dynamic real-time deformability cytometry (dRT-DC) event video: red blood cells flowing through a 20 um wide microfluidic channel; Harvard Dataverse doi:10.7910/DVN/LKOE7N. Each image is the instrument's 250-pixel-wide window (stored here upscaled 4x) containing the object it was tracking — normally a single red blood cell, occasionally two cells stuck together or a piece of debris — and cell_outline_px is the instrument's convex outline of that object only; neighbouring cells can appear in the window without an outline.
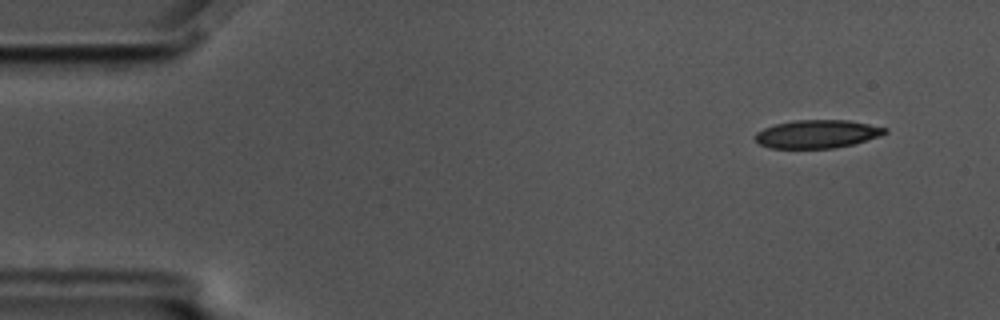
{"species": "common noctule bat (a hibernating species)", "species_latin": "Nyctalus noctula", "temperature_condition": "cold", "stored_images_in_passage": 55, "camera_frame_rate_fps": 3000, "um_per_image_px": 0.085, "animal": {"sex": "male", "body_mass_g": 17.5, "forearm_length_mm": 52.3}, "frame": {"image": 1, "passage_image": 2, "time_ms": 0.333, "image_size_px": [1000, 320], "cell_outline_px": [[888, 132], [880, 136], [852, 144], [832, 148], [768, 148], [760, 144], [752, 136], [756, 132], [764, 128], [776, 124], [796, 120], [848, 120], [888, 128]], "centroid_in_image_um": [69.44, 11.39], "position_along_channel_um": 15.6, "area_um2": 21.27}}
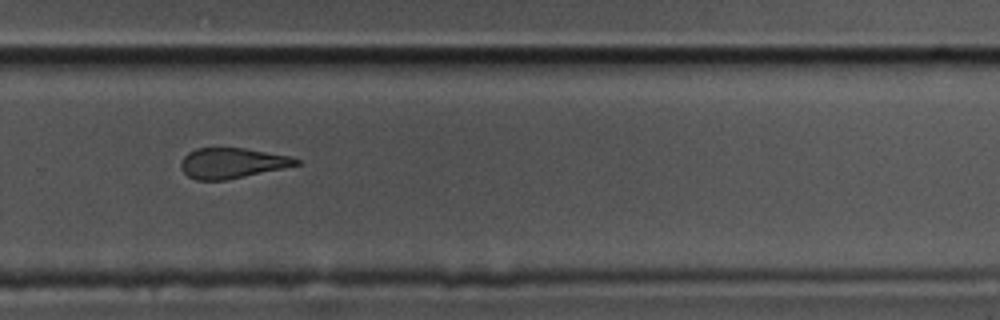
{"frame": {"image": 2, "passage_image": 36, "time_ms": 11.667, "image_size_px": [1000, 320], "cell_outline_px": [[300, 164], [224, 180], [196, 180], [188, 176], [180, 168], [180, 164], [184, 156], [188, 152], [196, 148], [244, 148], [292, 156], [300, 160]], "centroid_in_image_um": [19.69, 13.85], "position_along_channel_um": 310.1, "area_um2": 20.17}}
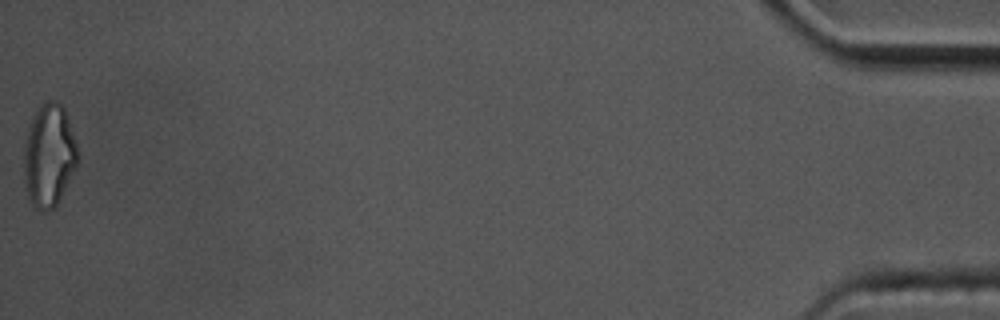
{"frame": {"image": 3, "passage_image": 55, "time_ms": 18.0, "image_size_px": [1000, 320], "cell_outline_px": [[80, 156], [76, 168], [56, 208], [48, 212], [40, 212], [28, 200], [24, 184], [24, 144], [28, 128], [32, 116], [44, 100], [56, 100], [64, 108]], "centroid_in_image_um": [4.16, 13.27], "position_along_channel_um": 431.0, "area_um2": 32.89}, "authors_computed_cell_mechanics": {"area_um2": 22.4264, "velocity_mm_per_s": 3.4769, "shape_relaxation_time_tau1_ms": null, "shape_relaxation_time_tau2_ms": 4.8375, "deformation_change_tau1": null, "deformation_change_tau2": 0.1385}}